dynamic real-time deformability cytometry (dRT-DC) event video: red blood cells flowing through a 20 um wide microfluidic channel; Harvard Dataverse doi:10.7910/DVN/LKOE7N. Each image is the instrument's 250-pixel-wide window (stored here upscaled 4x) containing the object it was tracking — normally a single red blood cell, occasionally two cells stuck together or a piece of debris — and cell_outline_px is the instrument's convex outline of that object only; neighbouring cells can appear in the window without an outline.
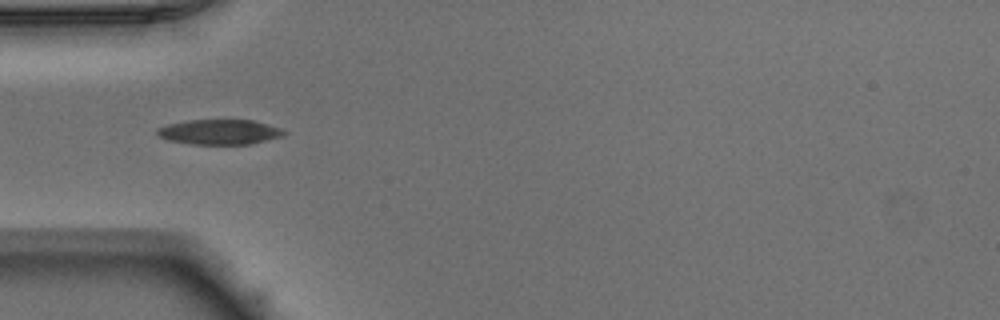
{"species": "Egyptian fruit bat (a non-hibernating species)", "species_latin": "Rousettus aegyptiacus", "temperature_condition": "warm", "stored_images_in_passage": 37, "camera_frame_rate_fps": 3000, "um_per_image_px": 0.085, "animal": {"sex": "male"}, "frame": {"image": 1, "passage_image": 2, "time_ms": 0.333, "image_size_px": [1000, 320], "cell_outline_px": [[288, 132], [284, 136], [252, 144], [192, 144], [168, 140], [160, 136], [156, 132], [156, 128], [168, 124], [188, 120], [252, 120], [280, 128]], "centroid_in_image_um": [18.68, 11.22], "position_along_channel_um": 66.3, "area_um2": 18.5}}
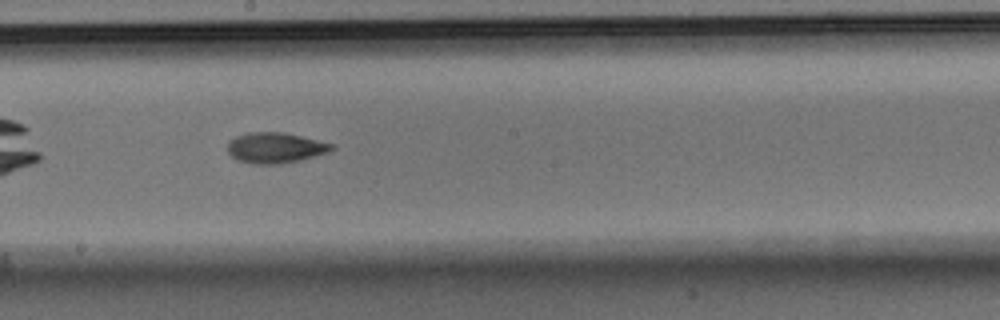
{"frame": {"image": 2, "passage_image": 14, "time_ms": 4.333, "image_size_px": [1000, 320], "cell_outline_px": [[336, 148], [328, 152], [316, 156], [300, 160], [280, 164], [252, 164], [236, 160], [228, 152], [228, 144], [236, 136], [252, 132], [280, 132], [300, 136], [336, 144]], "centroid_in_image_um": [23.44, 12.57], "position_along_channel_um": 224.8, "area_um2": 18.55}}
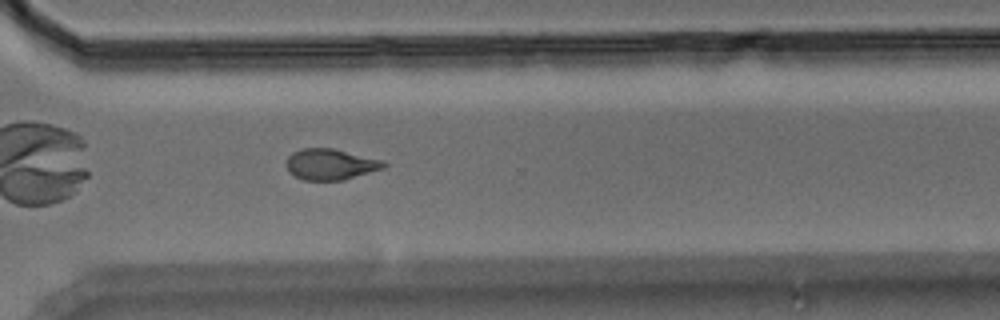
{"frame": {"image": 3, "passage_image": 23, "time_ms": 7.333, "image_size_px": [1000, 320], "cell_outline_px": [[388, 164], [384, 168], [344, 180], [304, 180], [288, 172], [284, 164], [288, 156], [292, 152], [300, 148], [332, 148], [384, 160]], "centroid_in_image_um": [28.07, 13.96], "position_along_channel_um": 342.5, "area_um2": 17.8}, "authors_computed_cell_mechanics": {"area_um2": 18.207, "velocity_mm_per_s": 3.9339, "shape_relaxation_time_tau1_ms": 5.3708, "shape_relaxation_time_tau2_ms": 3.4252, "deformation_change_tau1": 0.1685, "deformation_change_tau2": 0.0974}}